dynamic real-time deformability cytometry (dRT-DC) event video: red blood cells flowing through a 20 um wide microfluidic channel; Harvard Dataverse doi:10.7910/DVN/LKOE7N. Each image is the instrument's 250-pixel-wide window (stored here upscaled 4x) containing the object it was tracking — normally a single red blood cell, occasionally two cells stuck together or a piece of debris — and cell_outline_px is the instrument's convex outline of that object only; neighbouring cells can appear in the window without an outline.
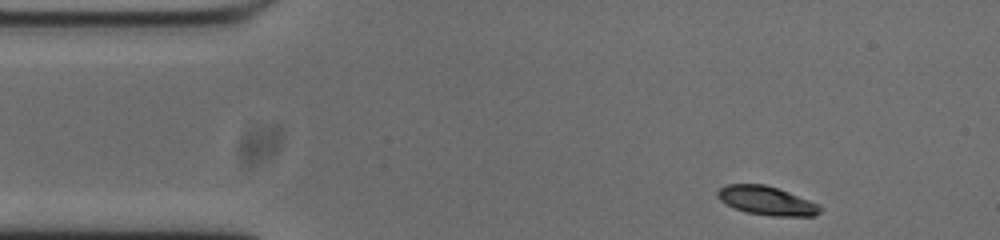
{"species": "common noctule bat (a hibernating species)", "species_latin": "Nyctalus noctula", "temperature_condition": "cold", "stored_images_in_passage": 49, "camera_frame_rate_fps": 3000, "um_per_image_px": 0.085, "animal": {"sex": "male", "body_mass_g": 20.0, "forearm_length_mm": 53.3}, "frame": {"image": 1, "passage_image": 1, "time_ms": 0.0, "image_size_px": [1000, 240], "cell_outline_px": [[820, 212], [816, 216], [772, 216], [748, 212], [732, 208], [720, 200], [716, 196], [716, 192], [720, 188], [728, 184], [764, 184], [788, 192], [820, 204]], "centroid_in_image_um": [65.15, 17.06], "position_along_channel_um": 19.9, "area_um2": 17.17}}
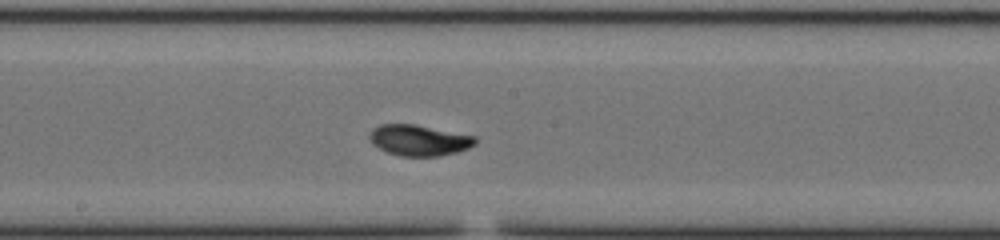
{"frame": {"image": 2, "passage_image": 22, "time_ms": 7.0, "image_size_px": [1000, 240], "cell_outline_px": [[476, 144], [468, 148], [456, 152], [440, 156], [400, 156], [388, 152], [372, 144], [368, 136], [372, 128], [380, 124], [416, 124], [476, 136]], "centroid_in_image_um": [35.61, 11.91], "position_along_channel_um": 212.6, "area_um2": 19.13}}
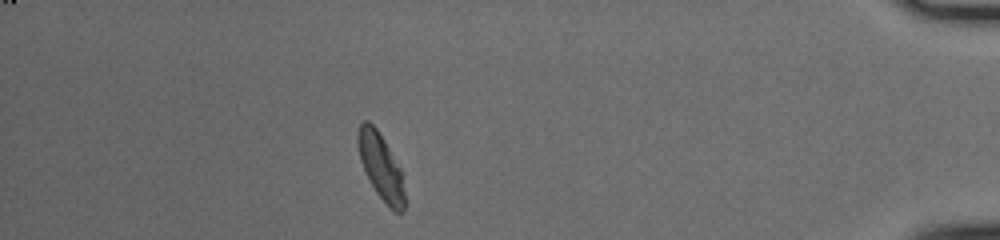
{"frame": {"image": 3, "passage_image": 42, "time_ms": 13.667, "image_size_px": [1000, 240], "cell_outline_px": [[404, 212], [396, 212], [376, 192], [360, 160], [356, 140], [356, 136], [360, 124], [364, 120], [368, 120], [376, 128], [384, 140], [400, 168], [404, 192]], "centroid_in_image_um": [32.35, 14.1], "position_along_channel_um": 402.9, "area_um2": 17.46}, "authors_computed_cell_mechanics": {"area_um2": 18.207, "velocity_mm_per_s": 3.7106, "shape_relaxation_time_tau1_ms": 3.4245, "shape_relaxation_time_tau2_ms": 0.7905, "deformation_change_tau1": 0.1503, "deformation_change_tau2": 0.0395}}